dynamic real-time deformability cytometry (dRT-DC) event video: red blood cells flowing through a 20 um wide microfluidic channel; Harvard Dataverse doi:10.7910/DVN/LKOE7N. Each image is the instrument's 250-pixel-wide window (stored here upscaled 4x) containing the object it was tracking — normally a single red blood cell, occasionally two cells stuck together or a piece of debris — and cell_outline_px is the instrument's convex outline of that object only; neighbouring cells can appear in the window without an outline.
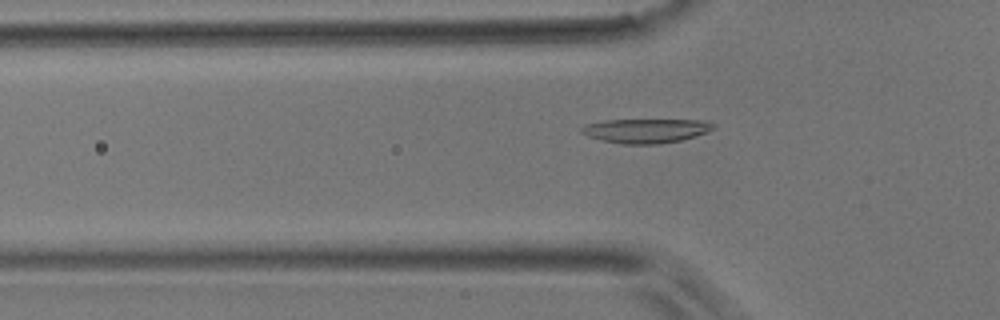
{"species": "common noctule bat (a hibernating species)", "species_latin": "Nyctalus noctula", "temperature_condition": "room temperature", "stored_images_in_passage": 41, "camera_frame_rate_fps": 3000, "um_per_image_px": 0.085, "animal": {"sex": "male", "body_mass_g": 17.9}, "frame": {"image": 1, "passage_image": 7, "time_ms": 2.0, "image_size_px": [1000, 320], "cell_outline_px": [[716, 128], [696, 136], [680, 140], [656, 144], [624, 144], [600, 140], [588, 136], [580, 132], [580, 128], [584, 124], [604, 120], [708, 120], [716, 124]], "centroid_in_image_um": [54.9, 11.1], "position_along_channel_um": 70.9, "area_um2": 18.79}}
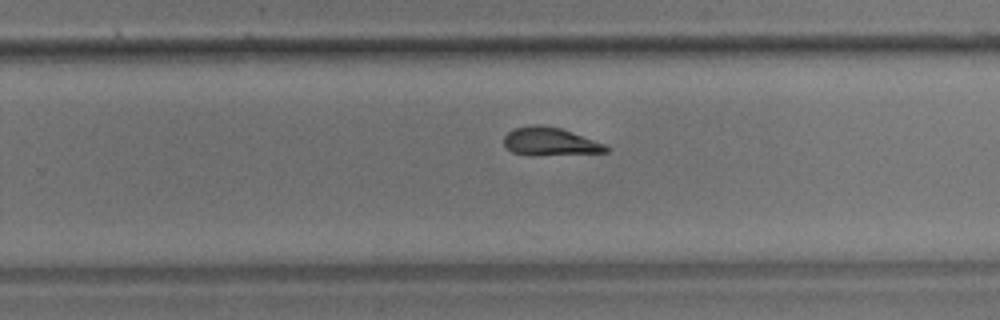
{"frame": {"image": 2, "passage_image": 23, "time_ms": 7.333, "image_size_px": [1000, 320], "cell_outline_px": [[608, 152], [536, 156], [528, 156], [512, 152], [504, 148], [504, 136], [508, 132], [516, 128], [532, 124], [544, 124], [560, 128], [604, 144], [608, 148]], "centroid_in_image_um": [46.68, 12.05], "position_along_channel_um": 283.1, "area_um2": 16.88}}
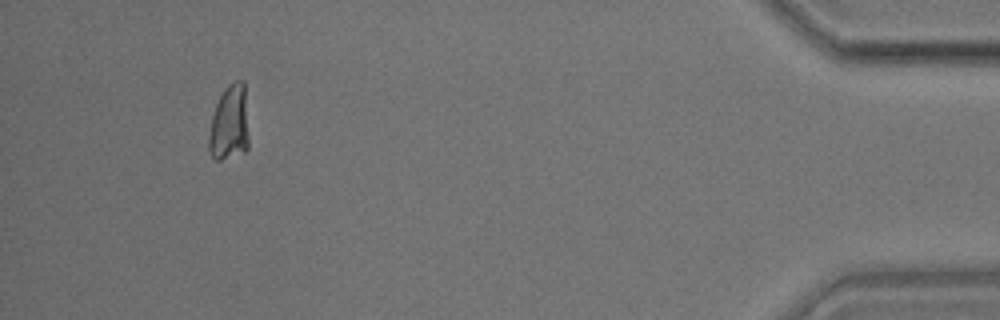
{"frame": {"image": 3, "passage_image": 38, "time_ms": 12.333, "image_size_px": [1000, 320], "cell_outline_px": [[248, 148], [244, 152], [220, 160], [216, 160], [208, 152], [208, 136], [212, 116], [216, 104], [224, 88], [228, 84], [236, 80], [244, 80], [248, 136]], "centroid_in_image_um": [19.49, 10.47], "position_along_channel_um": 415.7, "area_um2": 17.69}}